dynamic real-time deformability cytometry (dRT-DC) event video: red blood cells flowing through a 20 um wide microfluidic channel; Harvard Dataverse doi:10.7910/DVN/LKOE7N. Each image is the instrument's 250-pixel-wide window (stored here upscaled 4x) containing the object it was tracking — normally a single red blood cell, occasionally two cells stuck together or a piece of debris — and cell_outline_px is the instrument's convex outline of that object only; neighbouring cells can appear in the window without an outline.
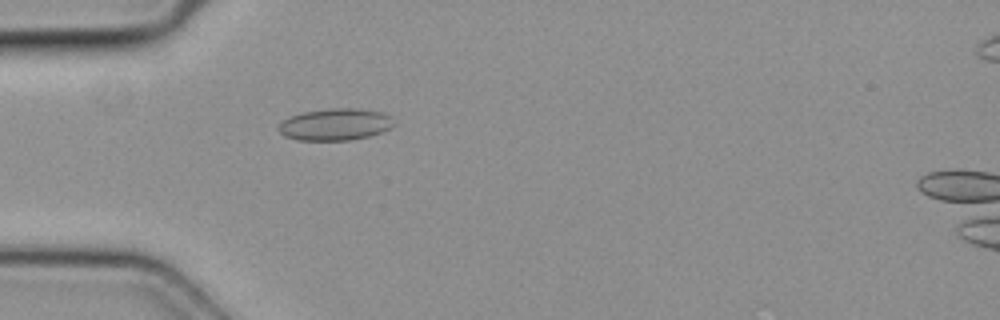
{"species": "common noctule bat (a hibernating species)", "species_latin": "Nyctalus noctula", "temperature_condition": "cold", "stored_images_in_passage": 24, "camera_frame_rate_fps": 3000, "um_per_image_px": 0.085, "animal": {"sex": "female", "body_mass_g": 19.3, "forearm_length_mm": 54.1}, "frame": {"image": 1, "passage_image": 1, "time_ms": 0.0, "image_size_px": [1000, 320], "cell_outline_px": [[396, 124], [380, 132], [368, 136], [352, 140], [300, 140], [284, 136], [276, 128], [284, 120], [292, 116], [304, 112], [328, 108], [356, 108], [380, 112], [388, 116]], "centroid_in_image_um": [28.47, 10.58], "position_along_channel_um": 56.5, "area_um2": 21.15}}
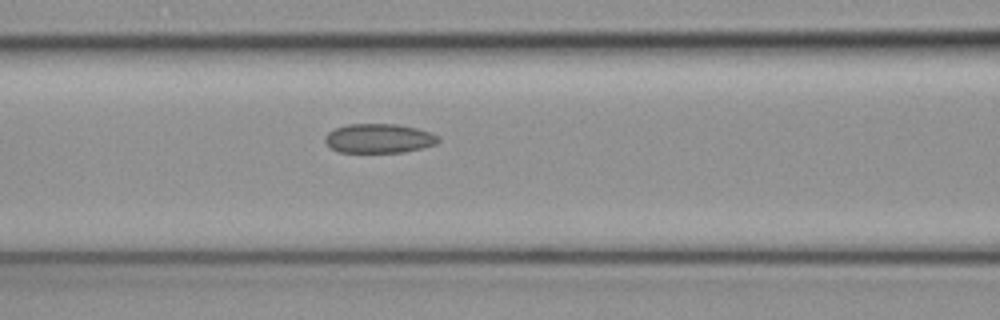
{"frame": {"image": 2, "passage_image": 7, "time_ms": 2.0, "image_size_px": [1000, 320], "cell_outline_px": [[440, 140], [436, 144], [404, 152], [340, 152], [332, 148], [324, 140], [324, 136], [328, 132], [336, 128], [348, 124], [396, 124], [416, 128], [440, 136]], "centroid_in_image_um": [32.21, 11.76], "position_along_channel_um": 134.4, "area_um2": 19.19}}
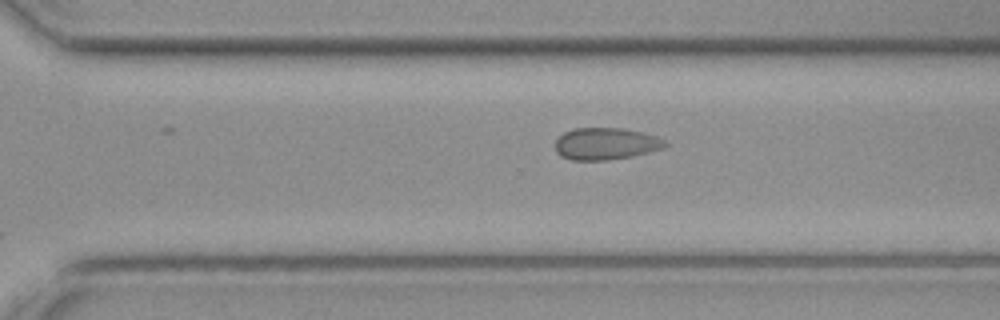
{"frame": {"image": 3, "passage_image": 20, "time_ms": 6.333, "image_size_px": [1000, 320], "cell_outline_px": [[668, 144], [664, 148], [632, 156], [608, 160], [572, 160], [560, 156], [556, 152], [556, 140], [564, 132], [576, 128], [624, 128], [644, 132], [668, 140]], "centroid_in_image_um": [51.53, 12.21], "position_along_channel_um": 319.1, "area_um2": 20.63}}